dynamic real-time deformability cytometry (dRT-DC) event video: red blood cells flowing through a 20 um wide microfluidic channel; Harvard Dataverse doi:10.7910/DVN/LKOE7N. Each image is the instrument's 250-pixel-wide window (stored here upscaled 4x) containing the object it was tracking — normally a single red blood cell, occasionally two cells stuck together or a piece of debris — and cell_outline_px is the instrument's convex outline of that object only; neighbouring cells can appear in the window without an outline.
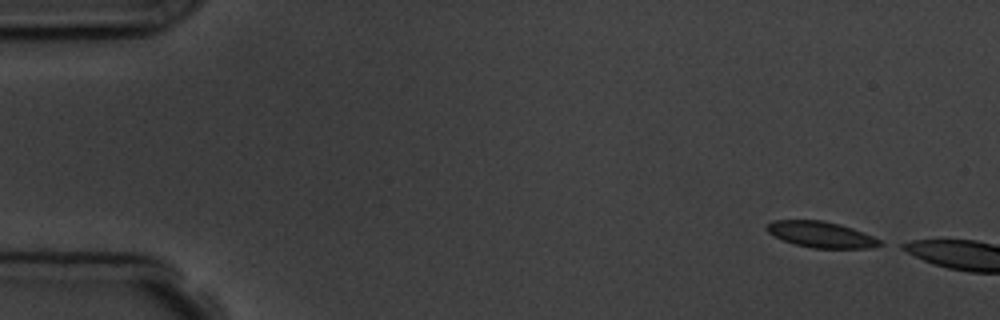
{"species": "common noctule bat (a hibernating species)", "species_latin": "Nyctalus noctula", "temperature_condition": "room temperature", "stored_images_in_passage": 5, "camera_frame_rate_fps": 3000, "um_per_image_px": 0.085, "animal": {"sex": "male", "body_mass_g": 19.5, "forearm_length_mm": 54.6}, "frame": {"image": 1, "passage_image": 1, "time_ms": 0.0, "image_size_px": [1000, 320], "cell_outline_px": [[884, 244], [872, 248], [812, 248], [796, 244], [784, 240], [768, 232], [764, 228], [772, 220], [824, 220], [840, 224], [852, 228], [872, 236], [880, 240]], "centroid_in_image_um": [69.8, 19.93], "position_along_channel_um": 15.2, "area_um2": 17.05}}